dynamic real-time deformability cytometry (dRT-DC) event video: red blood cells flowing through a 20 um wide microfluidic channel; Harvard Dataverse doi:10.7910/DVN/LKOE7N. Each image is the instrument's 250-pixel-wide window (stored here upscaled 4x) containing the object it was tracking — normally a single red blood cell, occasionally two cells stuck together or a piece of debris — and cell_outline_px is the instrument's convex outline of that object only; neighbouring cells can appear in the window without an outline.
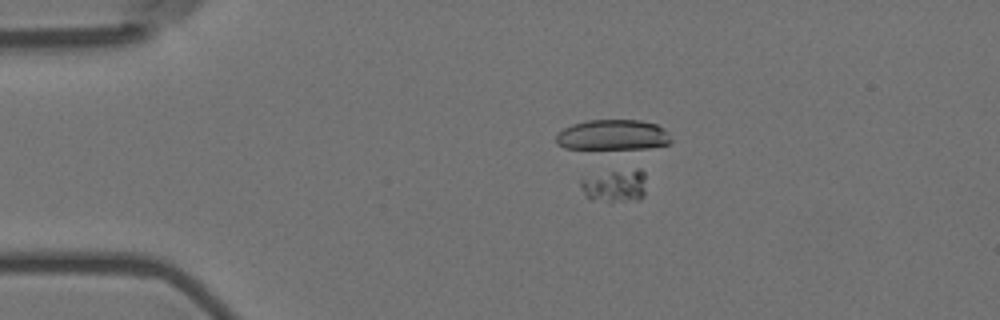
{"species": "Egyptian fruit bat (a non-hibernating species)", "species_latin": "Rousettus aegyptiacus", "temperature_condition": "room temperature", "stored_images_in_passage": 58, "camera_frame_rate_fps": 3000, "um_per_image_px": 0.085, "animal": {"sex": "female"}, "frame": {"image": 1, "passage_image": 13, "time_ms": 4.0, "image_size_px": [1000, 320], "cell_outline_px": [[644, 196], [640, 200], [592, 200], [584, 192], [580, 184], [580, 180], [612, 172], [636, 168], [640, 168], [644, 172]], "centroid_in_image_um": [52.34, 15.78], "position_along_channel_um": 32.7, "area_um2": 11.91}}